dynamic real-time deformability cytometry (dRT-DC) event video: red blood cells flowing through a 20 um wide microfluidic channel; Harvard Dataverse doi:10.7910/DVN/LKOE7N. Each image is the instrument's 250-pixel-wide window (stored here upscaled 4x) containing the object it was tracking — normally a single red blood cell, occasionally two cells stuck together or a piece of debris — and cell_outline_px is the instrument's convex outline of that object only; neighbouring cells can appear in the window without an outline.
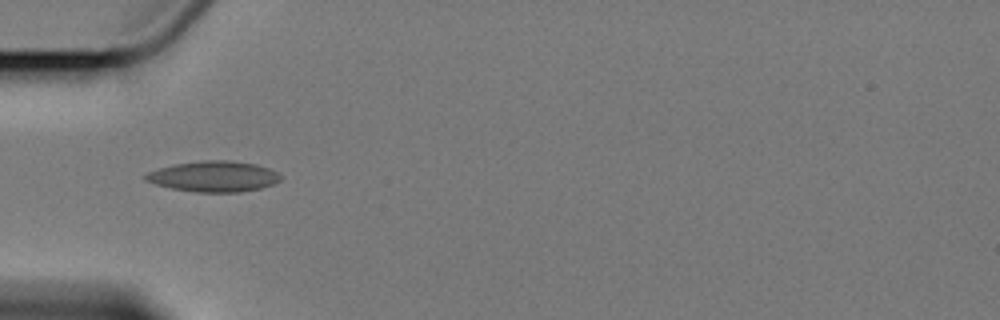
{"species": "Egyptian fruit bat (a non-hibernating species)", "species_latin": "Rousettus aegyptiacus", "temperature_condition": "cold", "stored_images_in_passage": 1, "camera_frame_rate_fps": 3000, "um_per_image_px": 0.085, "animal": {"sex": "female"}, "frame": {"image": 1, "passage_image": 1, "time_ms": 0.0, "image_size_px": [1000, 320], "cell_outline_px": [[280, 180], [272, 184], [260, 188], [240, 192], [196, 192], [172, 188], [156, 184], [144, 180], [144, 176], [148, 172], [172, 164], [200, 160], [228, 160], [256, 164], [268, 168], [276, 172], [280, 176]], "centroid_in_image_um": [18.14, 14.99], "position_along_channel_um": 66.9, "area_um2": 24.04}}